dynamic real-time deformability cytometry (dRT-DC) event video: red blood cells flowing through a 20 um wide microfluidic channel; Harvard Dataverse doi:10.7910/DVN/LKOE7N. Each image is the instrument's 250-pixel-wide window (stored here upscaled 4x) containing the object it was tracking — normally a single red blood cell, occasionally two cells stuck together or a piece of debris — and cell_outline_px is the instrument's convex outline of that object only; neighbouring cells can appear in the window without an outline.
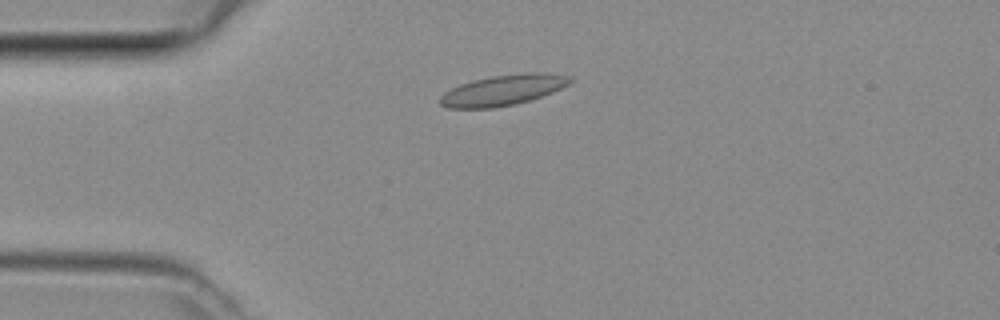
{"species": "common noctule bat (a hibernating species)", "species_latin": "Nyctalus noctula", "temperature_condition": "room temperature", "stored_images_in_passage": 43, "camera_frame_rate_fps": 3000, "um_per_image_px": 0.085, "animal": {"sex": "female", "body_mass_g": 29.2, "forearm_length_mm": 56.3}, "frame": {"image": 1, "passage_image": 8, "time_ms": 2.333, "image_size_px": [1000, 320], "cell_outline_px": [[572, 80], [568, 84], [552, 92], [528, 100], [512, 104], [492, 108], [448, 108], [440, 104], [440, 96], [444, 92], [460, 84], [472, 80], [492, 76], [528, 72], [548, 72], [568, 76]], "centroid_in_image_um": [42.72, 7.65], "position_along_channel_um": 42.3, "area_um2": 22.89}}
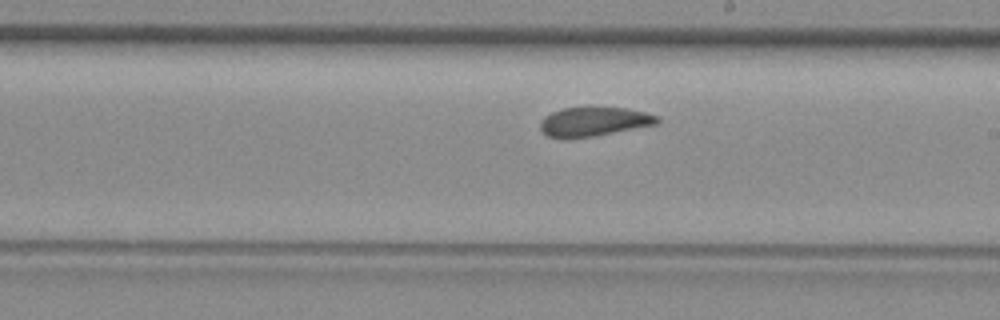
{"frame": {"image": 2, "passage_image": 23, "time_ms": 7.333, "image_size_px": [1000, 320], "cell_outline_px": [[660, 120], [656, 124], [592, 136], [548, 136], [540, 128], [540, 120], [544, 116], [552, 112], [564, 108], [588, 104], [592, 104], [624, 108], [648, 112], [660, 116]], "centroid_in_image_um": [50.52, 10.25], "position_along_channel_um": 238.5, "area_um2": 20.11}}
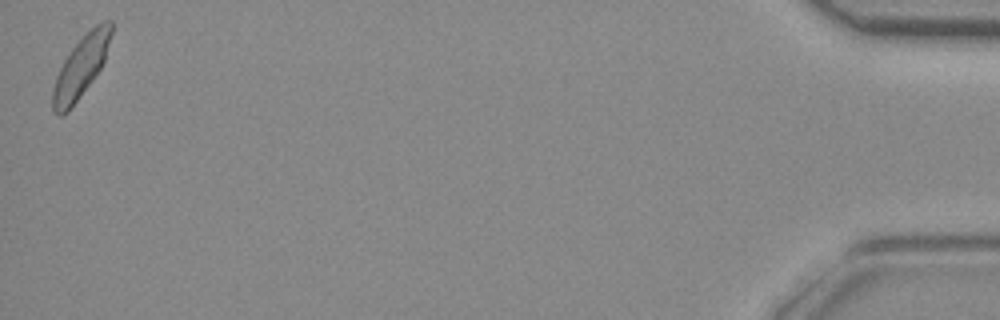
{"frame": {"image": 3, "passage_image": 43, "time_ms": 14.0, "image_size_px": [1000, 320], "cell_outline_px": [[112, 32], [104, 60], [100, 68], [92, 80], [76, 100], [60, 116], [56, 116], [52, 112], [52, 92], [56, 76], [64, 60], [72, 48], [96, 24], [104, 20], [112, 20]], "centroid_in_image_um": [6.86, 5.67], "position_along_channel_um": 428.3, "area_um2": 20.17}}